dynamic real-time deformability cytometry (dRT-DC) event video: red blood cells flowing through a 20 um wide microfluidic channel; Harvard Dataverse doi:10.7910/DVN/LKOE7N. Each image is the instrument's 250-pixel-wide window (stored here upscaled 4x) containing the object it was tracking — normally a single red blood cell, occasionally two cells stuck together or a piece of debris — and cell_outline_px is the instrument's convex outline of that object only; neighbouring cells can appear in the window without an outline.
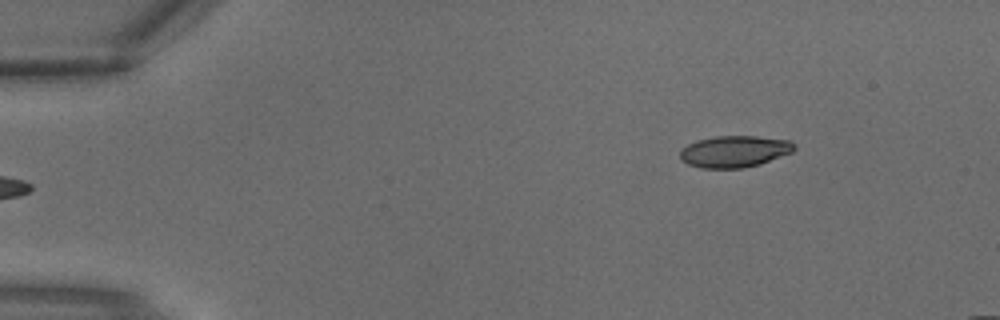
{"species": "common noctule bat (a hibernating species)", "species_latin": "Nyctalus noctula", "temperature_condition": "warm", "stored_images_in_passage": 2, "camera_frame_rate_fps": 3000, "um_per_image_px": 0.085, "animal": {"sex": "male", "body_mass_g": 18.8}, "frame": {"image": 1, "passage_image": 2, "time_ms": 0.333, "image_size_px": [1000, 320], "cell_outline_px": [[796, 148], [792, 152], [760, 164], [744, 168], [700, 168], [688, 164], [680, 160], [680, 152], [688, 144], [696, 140], [716, 136], [756, 136], [792, 140], [796, 144]], "centroid_in_image_um": [62.45, 12.87], "position_along_channel_um": 22.5, "area_um2": 21.21}}